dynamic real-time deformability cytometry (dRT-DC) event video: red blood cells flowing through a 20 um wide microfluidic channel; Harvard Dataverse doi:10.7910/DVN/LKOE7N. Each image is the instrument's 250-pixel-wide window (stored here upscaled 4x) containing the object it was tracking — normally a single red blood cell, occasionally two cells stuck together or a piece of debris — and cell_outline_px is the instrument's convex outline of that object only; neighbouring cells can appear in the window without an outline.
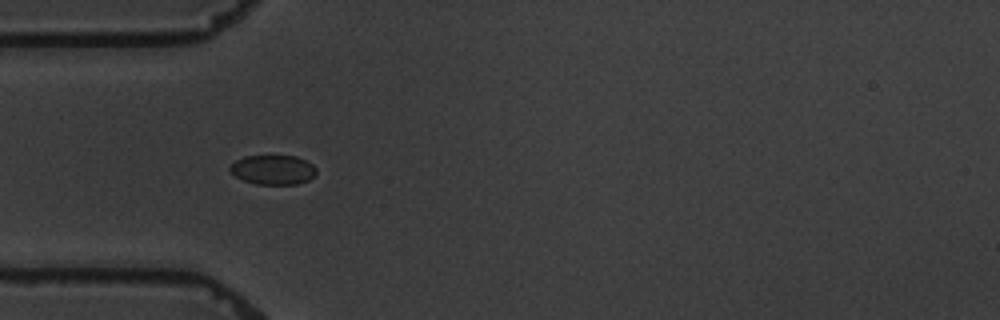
{"species": "common noctule bat (a hibernating species)", "species_latin": "Nyctalus noctula", "temperature_condition": "warm", "stored_images_in_passage": 9, "camera_frame_rate_fps": 3000, "um_per_image_px": 0.085, "animal": {"sex": "male", "body_mass_g": 19.5, "forearm_length_mm": 54.6}, "frame": {"image": 1, "passage_image": 6, "time_ms": 5.667, "image_size_px": [1000, 320], "cell_outline_px": [[316, 172], [308, 180], [296, 184], [256, 184], [244, 180], [236, 176], [228, 168], [236, 160], [244, 156], [296, 156], [312, 164], [316, 168]], "centroid_in_image_um": [23.2, 14.43], "position_along_channel_um": 61.8, "area_um2": 14.62}}
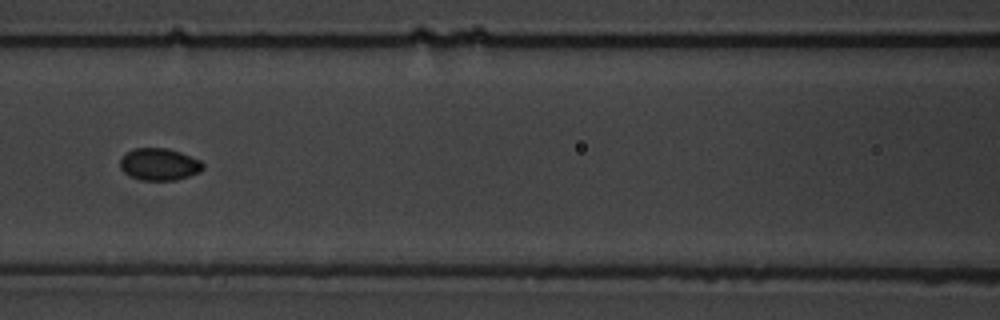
{"frame": {"image": 2, "passage_image": 8, "time_ms": 8.333, "image_size_px": [1000, 320], "cell_outline_px": [[204, 168], [200, 172], [176, 180], [140, 180], [124, 172], [120, 168], [120, 160], [124, 152], [136, 148], [168, 148], [180, 152], [200, 160], [204, 164]], "centroid_in_image_um": [13.53, 13.96], "position_along_channel_um": 153.1, "area_um2": 15.55}}
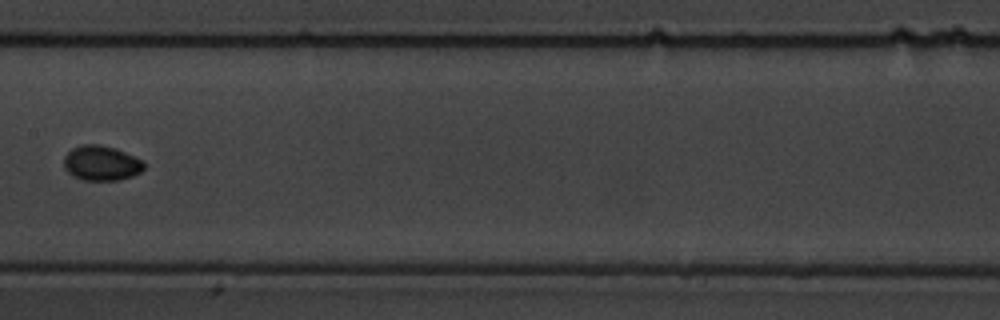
{"frame": {"image": 3, "passage_image": 9, "time_ms": 9.667, "image_size_px": [1000, 320], "cell_outline_px": [[144, 168], [140, 172], [132, 176], [120, 180], [84, 180], [72, 176], [64, 168], [64, 156], [72, 148], [84, 144], [100, 144], [116, 148], [144, 160]], "centroid_in_image_um": [8.62, 13.86], "position_along_channel_um": 198.8, "area_um2": 16.47}}